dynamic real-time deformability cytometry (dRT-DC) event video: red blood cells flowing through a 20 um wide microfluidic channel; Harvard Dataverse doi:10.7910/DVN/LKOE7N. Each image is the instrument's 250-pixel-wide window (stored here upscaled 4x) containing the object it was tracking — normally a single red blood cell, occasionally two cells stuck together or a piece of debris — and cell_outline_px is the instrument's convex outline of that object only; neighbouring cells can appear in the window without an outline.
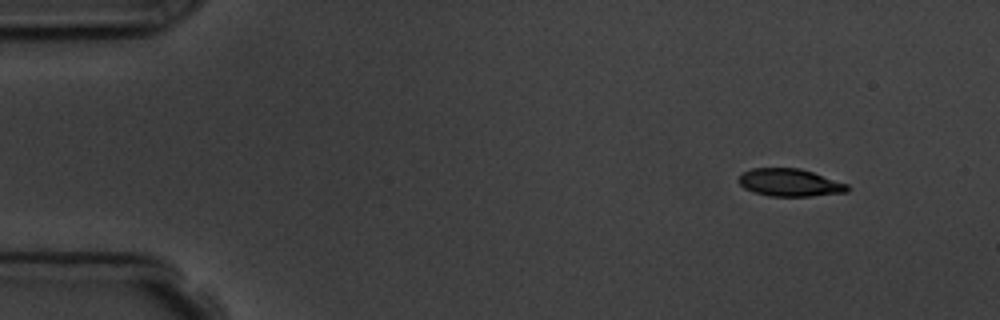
{"species": "common noctule bat (a hibernating species)", "species_latin": "Nyctalus noctula", "temperature_condition": "room temperature", "stored_images_in_passage": 4, "camera_frame_rate_fps": 3000, "um_per_image_px": 0.085, "animal": {"sex": "male", "body_mass_g": 19.5, "forearm_length_mm": 54.6}, "frame": {"image": 1, "passage_image": 1, "time_ms": 0.0, "image_size_px": [1000, 320], "cell_outline_px": [[848, 192], [812, 196], [768, 196], [752, 192], [744, 188], [736, 180], [744, 172], [752, 168], [800, 168], [848, 184]], "centroid_in_image_um": [67.1, 15.52], "position_along_channel_um": 17.9, "area_um2": 17.51}}